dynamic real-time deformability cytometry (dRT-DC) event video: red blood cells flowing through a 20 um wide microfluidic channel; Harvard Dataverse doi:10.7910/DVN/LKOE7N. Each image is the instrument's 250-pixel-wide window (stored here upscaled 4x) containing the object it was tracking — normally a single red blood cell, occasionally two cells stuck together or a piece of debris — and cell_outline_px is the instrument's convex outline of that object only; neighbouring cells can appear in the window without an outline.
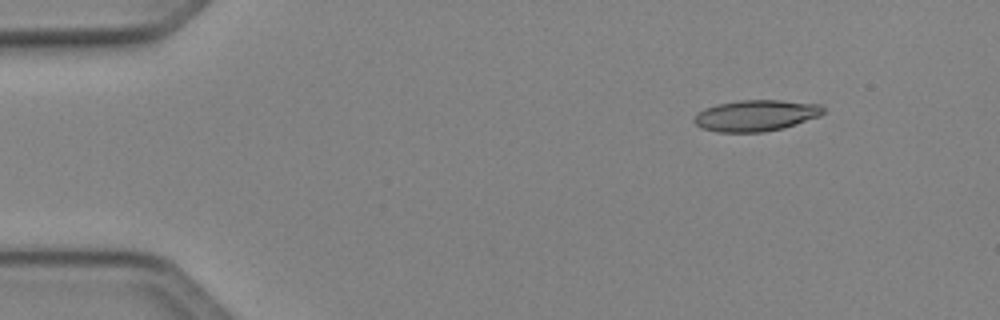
{"species": "Egyptian fruit bat (a non-hibernating species)", "species_latin": "Rousettus aegyptiacus", "temperature_condition": "cold", "stored_images_in_passage": 44, "camera_frame_rate_fps": 3000, "um_per_image_px": 0.085, "animal": {"sex": "female"}, "frame": {"image": 1, "passage_image": 1, "time_ms": 0.0, "image_size_px": [1000, 320], "cell_outline_px": [[824, 112], [820, 116], [784, 128], [764, 132], [716, 132], [704, 128], [696, 124], [692, 120], [704, 108], [716, 104], [740, 100], [780, 100], [820, 104], [824, 108]], "centroid_in_image_um": [64.27, 9.82], "position_along_channel_um": 20.7, "area_um2": 23.47}}
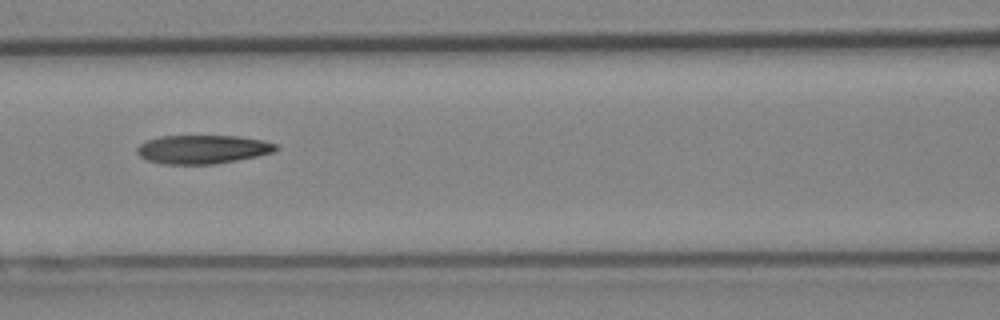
{"frame": {"image": 2, "passage_image": 17, "time_ms": 5.333, "image_size_px": [1000, 320], "cell_outline_px": [[280, 148], [272, 152], [256, 156], [216, 164], [164, 164], [148, 160], [140, 156], [136, 152], [136, 148], [144, 140], [160, 136], [236, 136], [260, 140], [276, 144]], "centroid_in_image_um": [17.17, 12.69], "position_along_channel_um": 149.4, "area_um2": 23.12}}
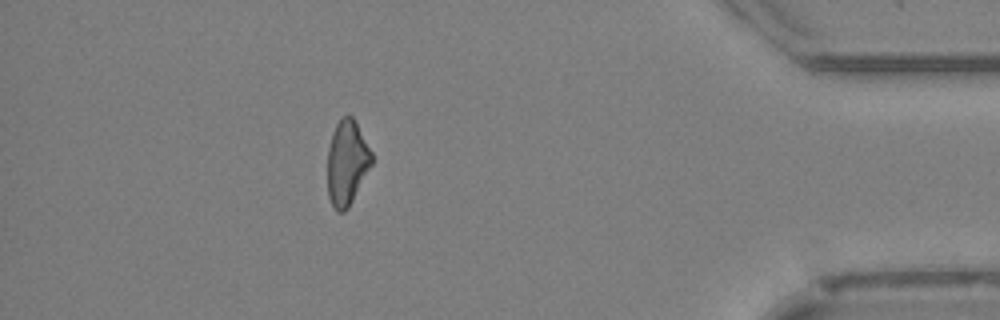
{"frame": {"image": 3, "passage_image": 39, "time_ms": 12.667, "image_size_px": [1000, 320], "cell_outline_px": [[372, 164], [348, 208], [344, 212], [336, 212], [328, 196], [328, 148], [332, 132], [340, 116], [348, 112], [352, 116], [372, 152]], "centroid_in_image_um": [29.48, 13.8], "position_along_channel_um": 405.7, "area_um2": 21.91}, "authors_computed_cell_mechanics": {"area_um2": 23.4668, "velocity_mm_per_s": 4.1325, "shape_relaxation_time_tau1_ms": null, "shape_relaxation_time_tau2_ms": 7.5648, "deformation_change_tau1": null, "deformation_change_tau2": 0.2085}}